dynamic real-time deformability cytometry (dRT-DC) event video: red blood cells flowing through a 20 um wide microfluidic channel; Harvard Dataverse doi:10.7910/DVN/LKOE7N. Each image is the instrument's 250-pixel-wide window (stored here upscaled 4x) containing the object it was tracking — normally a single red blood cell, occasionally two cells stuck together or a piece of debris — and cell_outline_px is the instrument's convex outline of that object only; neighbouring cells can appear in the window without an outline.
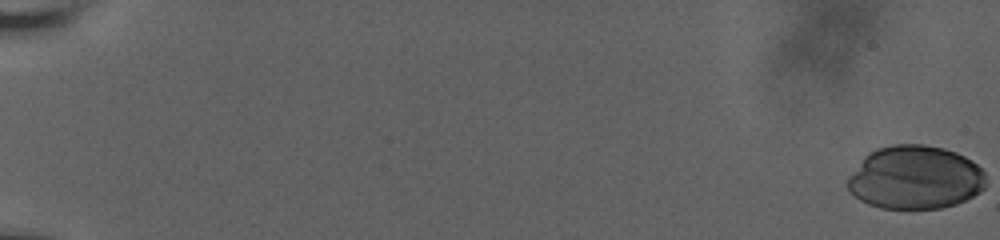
{"species": "human", "species_latin": "Homo sapiens", "temperature_condition": "room temperature", "stored_images_in_passage": 61, "camera_frame_rate_fps": 3000, "um_per_image_px": 0.085, "donor": {"sex": "male"}, "frame": {"image": 1, "passage_image": 1, "time_ms": 0.0, "image_size_px": [1000, 240], "cell_outline_px": [[984, 188], [980, 192], [956, 204], [940, 208], [880, 208], [868, 204], [860, 200], [848, 188], [848, 176], [864, 156], [868, 152], [876, 148], [892, 144], [924, 144], [944, 148], [956, 152], [972, 160], [984, 172]], "centroid_in_image_um": [77.77, 15.07], "position_along_channel_um": 7.2, "area_um2": 51.15}}
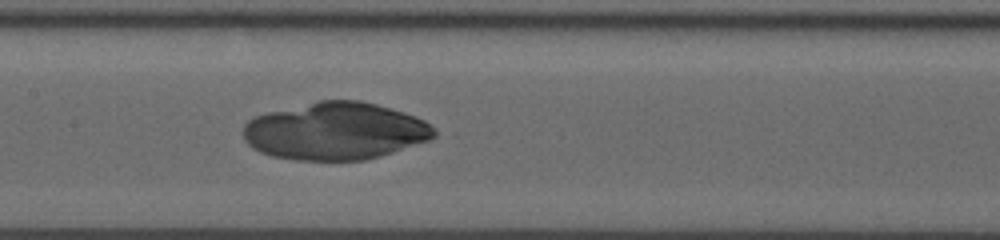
{"frame": {"image": 2, "passage_image": 33, "time_ms": 11.0, "image_size_px": [1000, 240], "cell_outline_px": [[436, 136], [428, 140], [380, 156], [364, 160], [296, 160], [272, 156], [260, 152], [252, 148], [244, 140], [244, 124], [248, 120], [256, 116], [268, 112], [320, 100], [360, 100], [392, 108], [416, 116], [424, 120], [436, 128]], "centroid_in_image_um": [28.51, 11.14], "position_along_channel_um": 178.9, "area_um2": 63.93}}
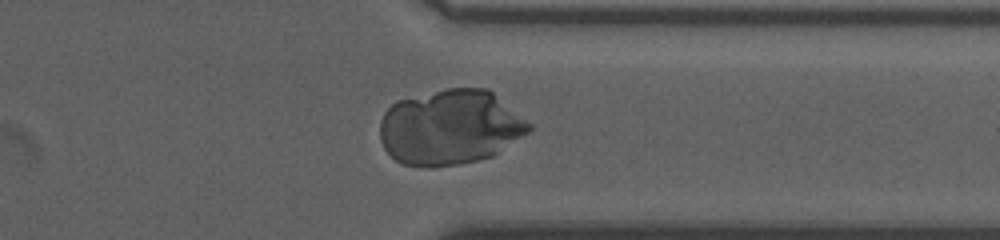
{"frame": {"image": 3, "passage_image": 49, "time_ms": 16.333, "image_size_px": [1000, 240], "cell_outline_px": [[532, 128], [528, 132], [492, 156], [476, 160], [456, 164], [432, 168], [420, 168], [404, 164], [396, 160], [384, 148], [380, 140], [380, 120], [384, 112], [396, 100], [448, 88], [488, 88], [532, 124]], "centroid_in_image_um": [38.23, 10.82], "position_along_channel_um": 373.2, "area_um2": 65.31}}